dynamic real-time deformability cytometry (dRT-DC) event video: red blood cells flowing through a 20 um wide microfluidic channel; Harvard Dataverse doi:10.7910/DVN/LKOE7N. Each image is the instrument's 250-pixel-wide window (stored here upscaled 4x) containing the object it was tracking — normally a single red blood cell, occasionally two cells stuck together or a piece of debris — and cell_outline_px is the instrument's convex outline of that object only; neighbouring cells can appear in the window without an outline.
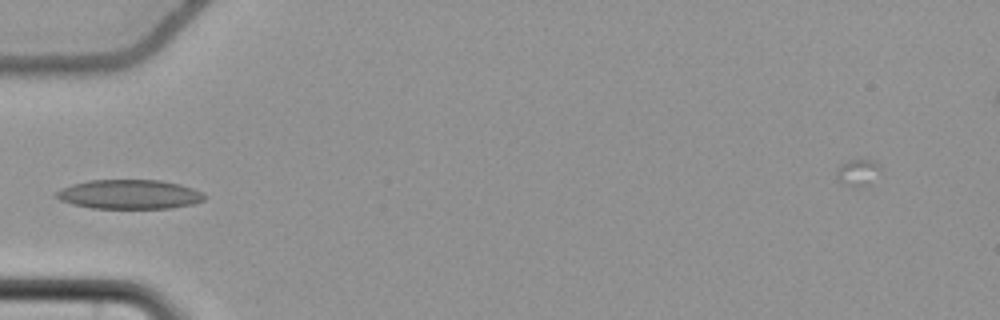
{"species": "common noctule bat (a hibernating species)", "species_latin": "Nyctalus noctula", "temperature_condition": "cold", "stored_images_in_passage": 37, "camera_frame_rate_fps": 3000, "um_per_image_px": 0.085, "animal": {"sex": "female", "body_mass_g": 22.7, "forearm_length_mm": 54.2}, "frame": {"image": 1, "passage_image": 1, "time_ms": 0.0, "image_size_px": [1000, 320], "cell_outline_px": [[208, 196], [204, 200], [192, 204], [168, 208], [92, 208], [72, 204], [60, 200], [52, 196], [56, 192], [72, 184], [88, 180], [160, 180], [180, 184], [204, 192]], "centroid_in_image_um": [11.01, 16.51], "position_along_channel_um": 74.0, "area_um2": 25.37}}
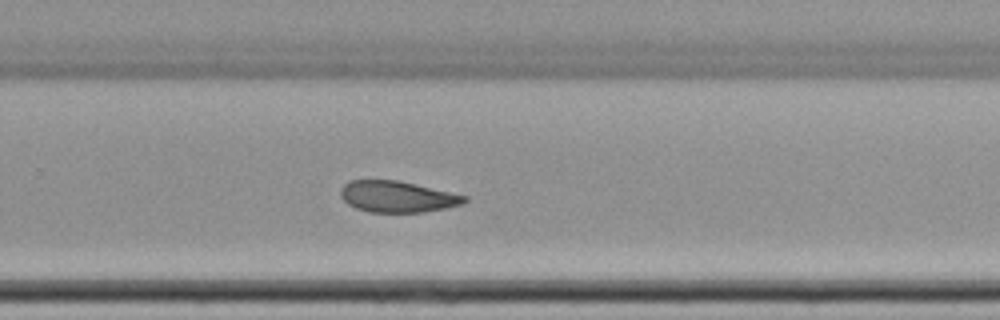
{"frame": {"image": 2, "passage_image": 19, "time_ms": 6.0, "image_size_px": [1000, 320], "cell_outline_px": [[468, 200], [464, 204], [424, 212], [368, 212], [356, 208], [348, 204], [340, 196], [340, 188], [348, 180], [396, 180], [468, 196]], "centroid_in_image_um": [33.75, 16.72], "position_along_channel_um": 296.0, "area_um2": 22.54}}
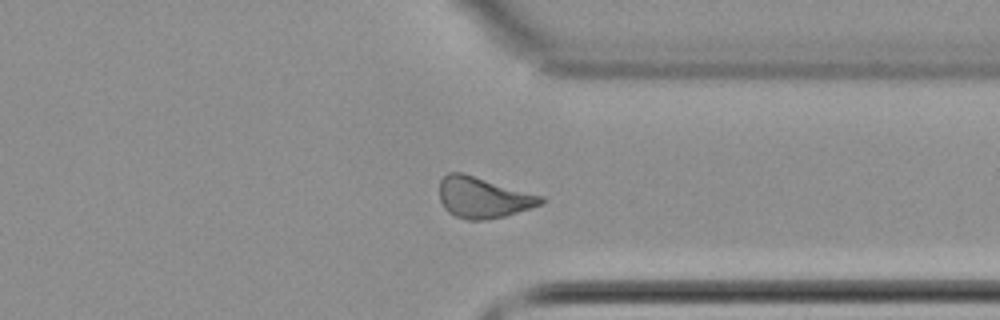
{"frame": {"image": 3, "passage_image": 25, "time_ms": 8.0, "image_size_px": [1000, 320], "cell_outline_px": [[544, 204], [504, 216], [484, 220], [468, 220], [456, 216], [448, 212], [444, 208], [440, 200], [440, 180], [448, 172], [464, 172], [544, 196]], "centroid_in_image_um": [41.08, 16.77], "position_along_channel_um": 370.3, "area_um2": 24.45}}